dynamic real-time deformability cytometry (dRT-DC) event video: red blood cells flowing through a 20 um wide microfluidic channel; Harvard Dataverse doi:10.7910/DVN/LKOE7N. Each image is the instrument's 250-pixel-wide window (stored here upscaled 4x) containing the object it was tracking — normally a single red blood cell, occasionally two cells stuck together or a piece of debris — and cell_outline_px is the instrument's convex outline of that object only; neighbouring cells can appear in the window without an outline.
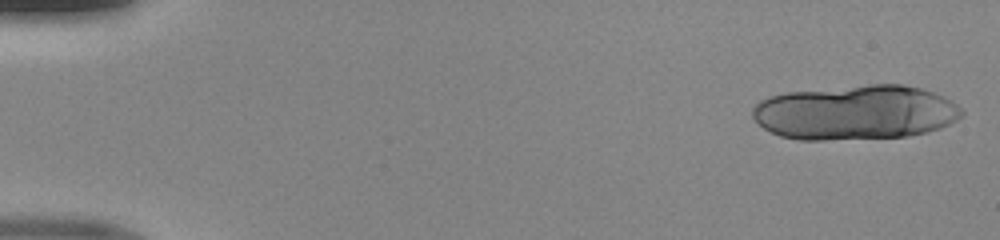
{"species": "human", "species_latin": "Homo sapiens", "temperature_condition": "room temperature", "stored_images_in_passage": 16, "camera_frame_rate_fps": 3000, "um_per_image_px": 0.085, "donor": {"sex": "male"}, "frame": {"image": 1, "passage_image": 1, "time_ms": 0.0, "image_size_px": [1000, 240], "cell_outline_px": [[964, 116], [940, 128], [908, 136], [824, 140], [800, 140], [780, 136], [764, 128], [752, 116], [752, 108], [760, 100], [768, 96], [784, 92], [872, 84], [904, 84], [920, 88], [932, 92], [952, 100], [964, 112]], "centroid_in_image_um": [72.7, 9.55], "position_along_channel_um": 12.3, "area_um2": 66.76}}